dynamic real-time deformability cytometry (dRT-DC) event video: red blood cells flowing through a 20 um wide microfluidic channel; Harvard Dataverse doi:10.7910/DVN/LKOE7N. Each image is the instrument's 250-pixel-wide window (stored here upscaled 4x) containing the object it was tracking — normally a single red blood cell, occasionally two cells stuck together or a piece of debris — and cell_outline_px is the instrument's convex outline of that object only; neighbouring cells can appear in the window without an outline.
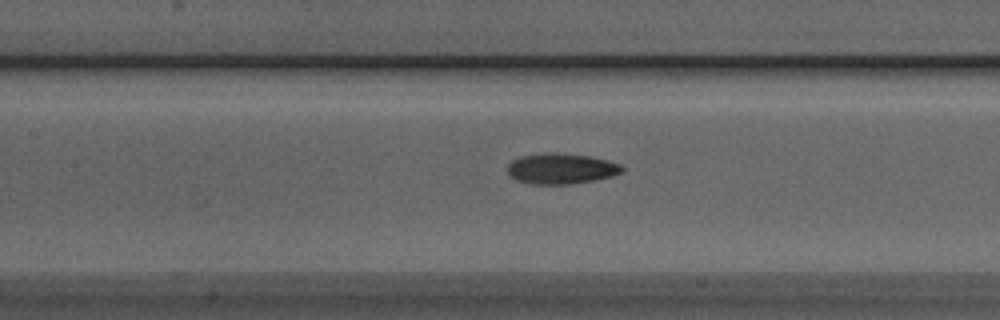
{"species": "Egyptian fruit bat (a non-hibernating species)", "species_latin": "Rousettus aegyptiacus", "temperature_condition": "room temperature", "stored_images_in_passage": 35, "camera_frame_rate_fps": 3000, "um_per_image_px": 0.085, "animal": {"sex": "male"}, "frame": {"image": 1, "passage_image": 17, "time_ms": 5.333, "image_size_px": [1000, 320], "cell_outline_px": [[624, 172], [612, 176], [592, 180], [568, 184], [532, 184], [516, 180], [508, 172], [508, 164], [512, 160], [520, 156], [552, 152], [556, 152], [588, 156], [608, 160], [620, 164], [624, 168]], "centroid_in_image_um": [47.71, 14.33], "position_along_channel_um": 159.7, "area_um2": 20.35}}
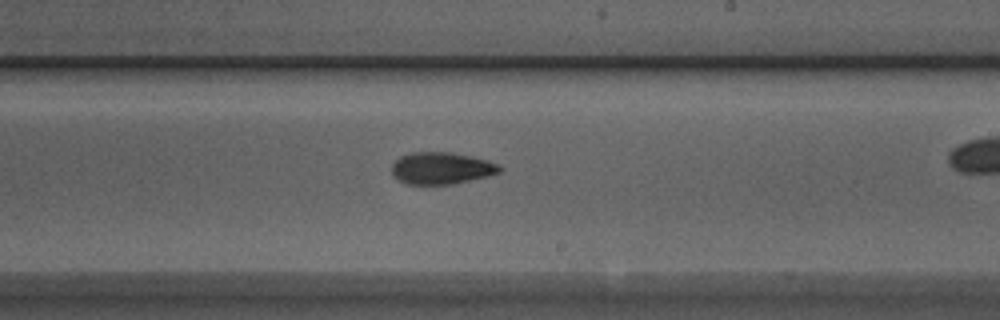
{"frame": {"image": 2, "passage_image": 24, "time_ms": 7.667, "image_size_px": [1000, 320], "cell_outline_px": [[500, 172], [488, 176], [448, 184], [408, 184], [400, 180], [392, 172], [392, 164], [400, 156], [412, 152], [452, 152], [488, 160], [500, 164]], "centroid_in_image_um": [37.53, 14.28], "position_along_channel_um": 251.5, "area_um2": 19.83}}
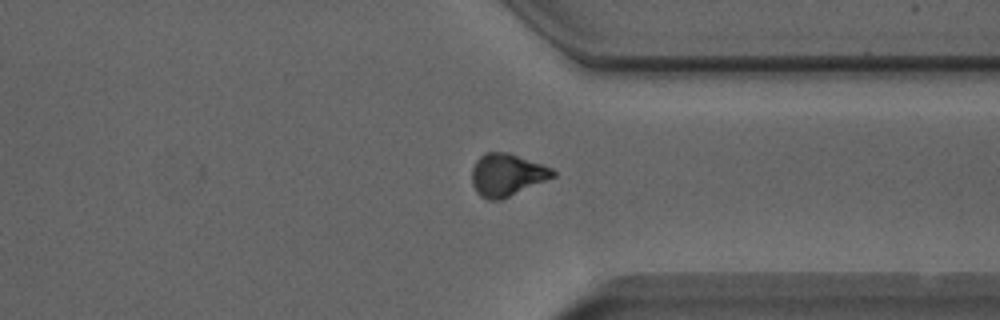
{"frame": {"image": 3, "passage_image": 33, "time_ms": 10.667, "image_size_px": [1000, 320], "cell_outline_px": [[556, 176], [500, 200], [488, 200], [480, 196], [476, 192], [472, 184], [472, 168], [476, 160], [484, 152], [508, 152], [552, 168], [556, 172]], "centroid_in_image_um": [43.06, 14.86], "position_along_channel_um": 368.3, "area_um2": 20.0}}